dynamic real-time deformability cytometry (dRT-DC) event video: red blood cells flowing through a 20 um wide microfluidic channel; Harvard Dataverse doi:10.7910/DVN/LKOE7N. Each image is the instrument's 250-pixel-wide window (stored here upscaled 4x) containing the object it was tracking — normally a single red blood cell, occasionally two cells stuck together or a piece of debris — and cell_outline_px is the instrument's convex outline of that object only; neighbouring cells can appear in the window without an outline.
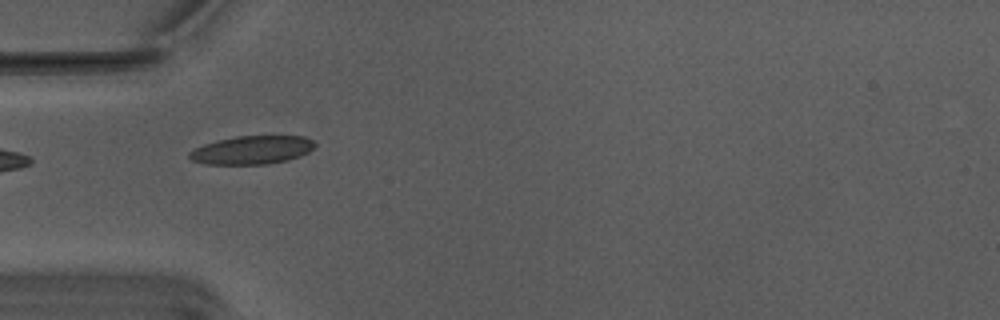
{"species": "Egyptian fruit bat (a non-hibernating species)", "species_latin": "Rousettus aegyptiacus", "temperature_condition": "warm", "stored_images_in_passage": 3, "camera_frame_rate_fps": 3000, "um_per_image_px": 0.085, "animal": {"sex": "male"}, "frame": {"image": 1, "passage_image": 1, "time_ms": 0.0, "image_size_px": [1000, 320], "cell_outline_px": [[316, 144], [308, 152], [300, 156], [288, 160], [268, 164], [204, 164], [192, 160], [188, 156], [188, 152], [204, 144], [236, 136], [304, 136], [312, 140]], "centroid_in_image_um": [21.42, 12.75], "position_along_channel_um": 63.6, "area_um2": 20.63}}